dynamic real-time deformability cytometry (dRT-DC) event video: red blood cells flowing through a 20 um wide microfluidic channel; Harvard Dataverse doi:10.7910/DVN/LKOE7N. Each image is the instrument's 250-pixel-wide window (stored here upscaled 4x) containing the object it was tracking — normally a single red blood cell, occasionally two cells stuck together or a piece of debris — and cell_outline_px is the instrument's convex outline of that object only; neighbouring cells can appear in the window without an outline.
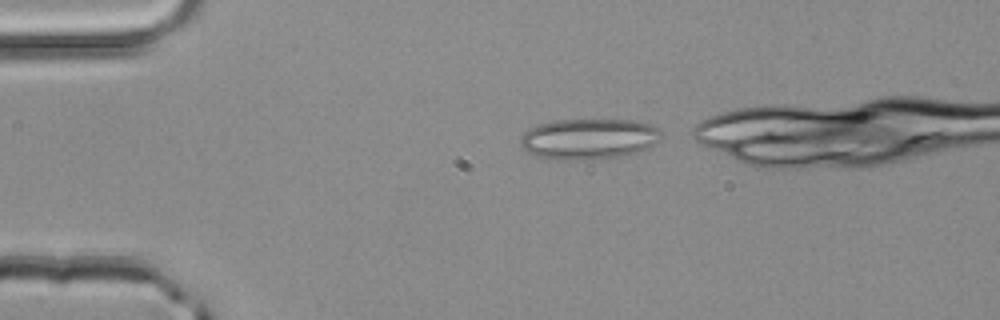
{"species": "common noctule bat (a hibernating species)", "species_latin": "Nyctalus noctula", "temperature_condition": "room temperature", "stored_images_in_passage": 33, "camera_frame_rate_fps": 3000, "um_per_image_px": 0.085, "animal": {"sex": "male", "body_mass_g": 20.4}, "frame": {"image": 1, "passage_image": 1, "time_ms": 0.0, "image_size_px": [1000, 320], "cell_outline_px": [[660, 140], [648, 148], [636, 152], [620, 156], [592, 160], [556, 160], [536, 156], [528, 152], [520, 144], [520, 136], [524, 132], [540, 124], [556, 120], [636, 120], [648, 124], [656, 128], [660, 132]], "centroid_in_image_um": [50.03, 11.82], "position_along_channel_um": 35.0, "area_um2": 33.41}}
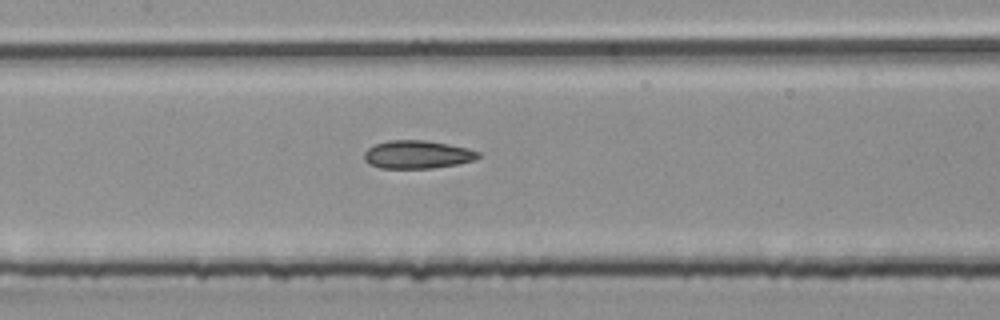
{"frame": {"image": 2, "passage_image": 14, "time_ms": 4.333, "image_size_px": [1000, 320], "cell_outline_px": [[480, 156], [476, 160], [456, 164], [432, 168], [380, 168], [368, 164], [364, 160], [364, 152], [368, 148], [376, 144], [388, 140], [428, 140], [468, 148], [480, 152]], "centroid_in_image_um": [35.47, 13.13], "position_along_channel_um": 171.9, "area_um2": 18.79}}
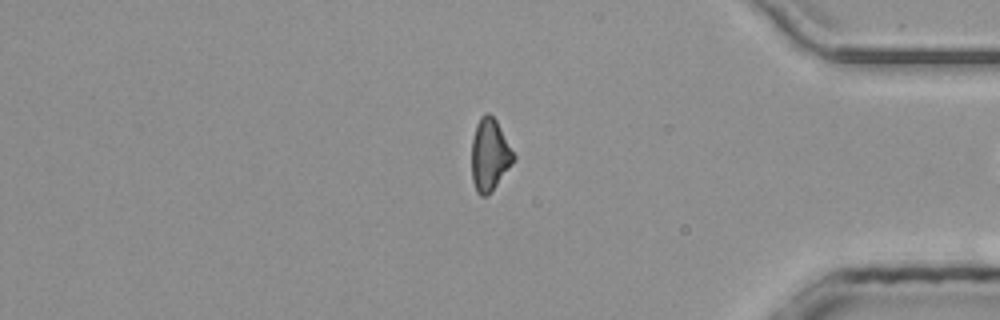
{"frame": {"image": 3, "passage_image": 32, "time_ms": 10.333, "image_size_px": [1000, 320], "cell_outline_px": [[516, 160], [492, 192], [488, 196], [480, 196], [476, 192], [472, 180], [472, 140], [476, 124], [480, 116], [484, 112], [488, 112], [496, 120], [516, 156]], "centroid_in_image_um": [41.63, 13.19], "position_along_channel_um": 393.6, "area_um2": 17.98}}